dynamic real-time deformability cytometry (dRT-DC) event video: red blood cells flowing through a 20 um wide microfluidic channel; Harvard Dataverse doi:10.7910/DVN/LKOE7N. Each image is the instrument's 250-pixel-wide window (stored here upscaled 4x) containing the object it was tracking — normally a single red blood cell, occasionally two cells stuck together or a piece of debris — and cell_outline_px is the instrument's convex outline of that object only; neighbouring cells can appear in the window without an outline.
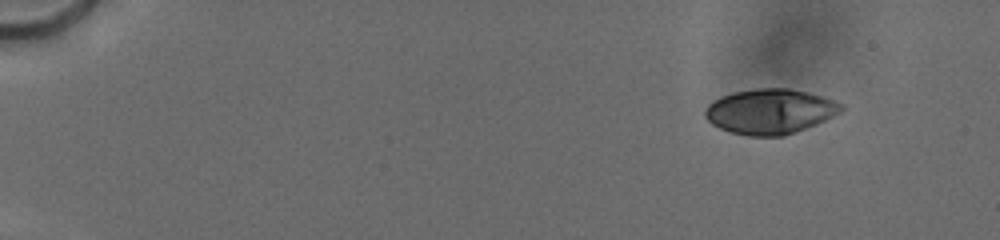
{"species": "human", "species_latin": "Homo sapiens", "temperature_condition": "cold", "stored_images_in_passage": 36, "camera_frame_rate_fps": 3000, "um_per_image_px": 0.085, "donor": {"sex": "male"}, "frame": {"image": 1, "passage_image": 6, "time_ms": 2.0, "image_size_px": [1000, 240], "cell_outline_px": [[844, 108], [840, 112], [816, 124], [784, 136], [748, 136], [732, 132], [720, 128], [712, 124], [704, 116], [704, 108], [712, 100], [720, 96], [732, 92], [756, 88], [788, 88], [820, 96], [844, 104]], "centroid_in_image_um": [65.4, 9.47], "position_along_channel_um": 19.6, "area_um2": 35.66}}
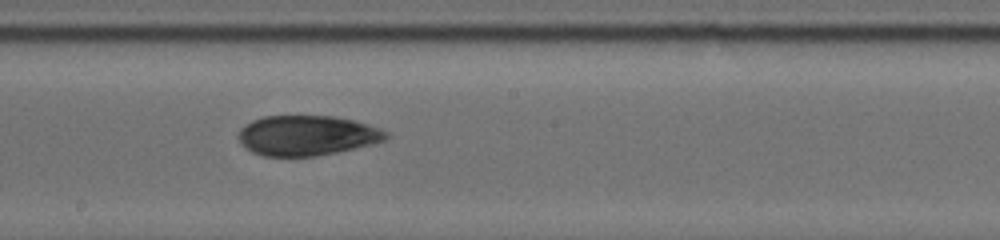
{"frame": {"image": 2, "passage_image": 26, "time_ms": 11.0, "image_size_px": [1000, 240], "cell_outline_px": [[388, 136], [384, 140], [372, 144], [336, 152], [316, 156], [264, 156], [252, 152], [244, 148], [240, 144], [236, 136], [240, 128], [244, 124], [252, 120], [264, 116], [332, 116], [352, 120], [368, 124], [388, 132]], "centroid_in_image_um": [26.02, 11.51], "position_along_channel_um": 222.2, "area_um2": 34.56}}
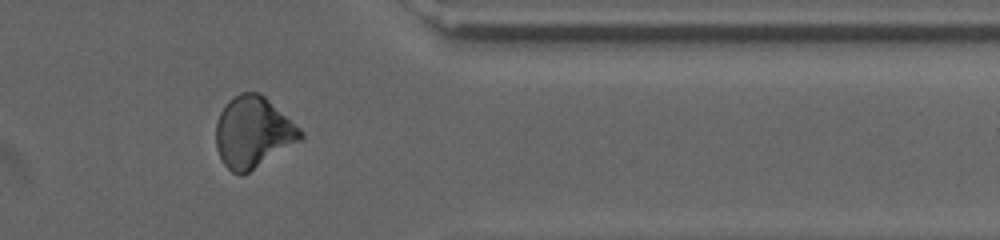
{"frame": {"image": 3, "passage_image": 33, "time_ms": 15.667, "image_size_px": [1000, 240], "cell_outline_px": [[304, 140], [248, 172], [240, 176], [232, 172], [224, 164], [216, 148], [216, 124], [220, 112], [224, 104], [228, 100], [240, 92], [260, 92], [300, 128], [304, 132]], "centroid_in_image_um": [21.52, 11.24], "position_along_channel_um": 389.9, "area_um2": 35.32}, "authors_computed_cell_mechanics": {"area_um2": 35.0557, "velocity_mm_per_s": 3.778, "shape_relaxation_time_tau1_ms": 8.2838, "shape_relaxation_time_tau2_ms": 8.3644, "deformation_change_tau1": 0.1555, "deformation_change_tau2": 0.1385}}